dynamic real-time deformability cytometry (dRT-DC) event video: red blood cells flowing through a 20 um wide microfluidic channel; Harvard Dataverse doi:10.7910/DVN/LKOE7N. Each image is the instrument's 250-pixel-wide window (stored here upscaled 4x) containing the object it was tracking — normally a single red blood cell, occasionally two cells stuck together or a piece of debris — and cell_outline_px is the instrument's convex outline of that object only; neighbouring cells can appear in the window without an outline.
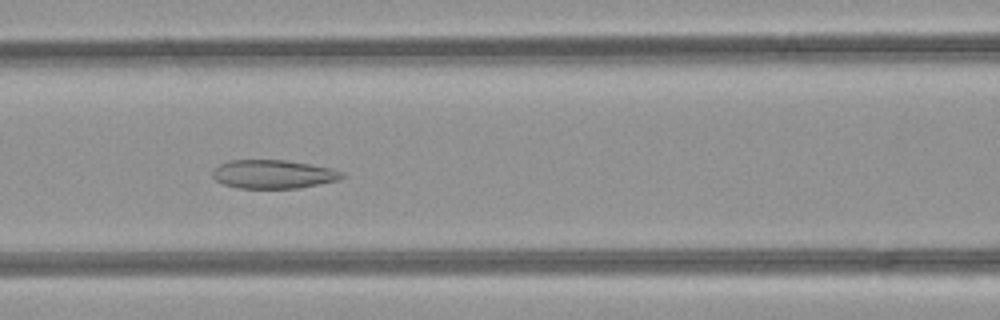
{"species": "common noctule bat (a hibernating species)", "species_latin": "Nyctalus noctula", "temperature_condition": "room temperature", "stored_images_in_passage": 40, "camera_frame_rate_fps": 3000, "um_per_image_px": 0.085, "animal": {"sex": "female", "body_mass_g": 21.9}, "frame": {"image": 1, "passage_image": 16, "time_ms": 5.0, "image_size_px": [1000, 320], "cell_outline_px": [[348, 176], [340, 180], [300, 188], [240, 188], [224, 184], [216, 180], [212, 176], [212, 172], [220, 164], [228, 160], [284, 160], [332, 168], [344, 172]], "centroid_in_image_um": [23.29, 14.81], "position_along_channel_um": 143.3, "area_um2": 21.68}}
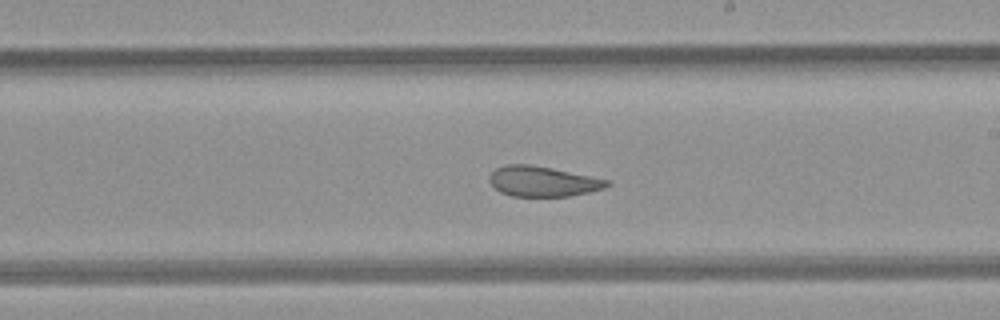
{"frame": {"image": 2, "passage_image": 23, "time_ms": 7.333, "image_size_px": [1000, 320], "cell_outline_px": [[612, 184], [604, 188], [588, 192], [568, 196], [512, 196], [500, 192], [488, 180], [488, 176], [496, 168], [508, 164], [528, 164], [552, 168], [612, 180]], "centroid_in_image_um": [46.16, 15.41], "position_along_channel_um": 242.8, "area_um2": 20.75}}
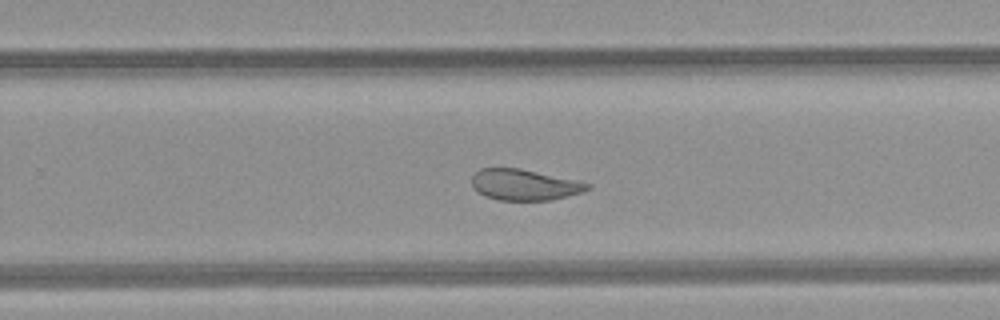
{"frame": {"image": 3, "passage_image": 26, "time_ms": 8.333, "image_size_px": [1000, 320], "cell_outline_px": [[592, 184], [588, 188], [580, 192], [568, 196], [552, 200], [496, 200], [484, 196], [472, 184], [472, 176], [480, 168], [520, 168]], "centroid_in_image_um": [44.54, 15.71], "position_along_channel_um": 285.3, "area_um2": 20.58}, "authors_computed_cell_mechanics": {"area_um2": 25.1141, "velocity_mm_per_s": 4.277, "shape_relaxation_time_tau1_ms": null, "shape_relaxation_time_tau2_ms": 1.5871, "deformation_change_tau1": null, "deformation_change_tau2": 0.0804}}